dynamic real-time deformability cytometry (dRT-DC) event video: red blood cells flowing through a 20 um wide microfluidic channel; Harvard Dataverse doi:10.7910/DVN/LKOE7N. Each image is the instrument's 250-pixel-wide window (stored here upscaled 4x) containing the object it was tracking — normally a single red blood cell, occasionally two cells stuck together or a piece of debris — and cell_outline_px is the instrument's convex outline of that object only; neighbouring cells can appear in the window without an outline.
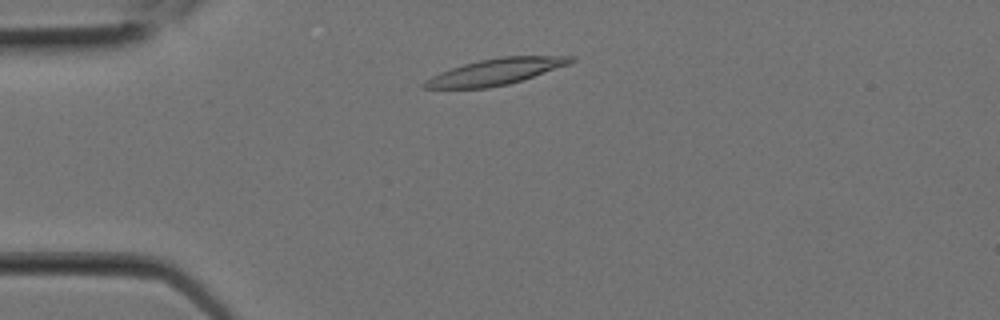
{"species": "Egyptian fruit bat (a non-hibernating species)", "species_latin": "Rousettus aegyptiacus", "temperature_condition": "room temperature", "stored_images_in_passage": 4, "camera_frame_rate_fps": 3000, "um_per_image_px": 0.085, "animal": {"sex": "female"}, "frame": {"image": 1, "passage_image": 3, "time_ms": 0.667, "image_size_px": [1000, 320], "cell_outline_px": [[576, 60], [568, 64], [508, 84], [488, 88], [420, 88], [420, 84], [424, 80], [440, 72], [464, 64], [480, 60], [500, 56], [576, 56]], "centroid_in_image_um": [42.07, 6.09], "position_along_channel_um": 42.9, "area_um2": 22.08}}